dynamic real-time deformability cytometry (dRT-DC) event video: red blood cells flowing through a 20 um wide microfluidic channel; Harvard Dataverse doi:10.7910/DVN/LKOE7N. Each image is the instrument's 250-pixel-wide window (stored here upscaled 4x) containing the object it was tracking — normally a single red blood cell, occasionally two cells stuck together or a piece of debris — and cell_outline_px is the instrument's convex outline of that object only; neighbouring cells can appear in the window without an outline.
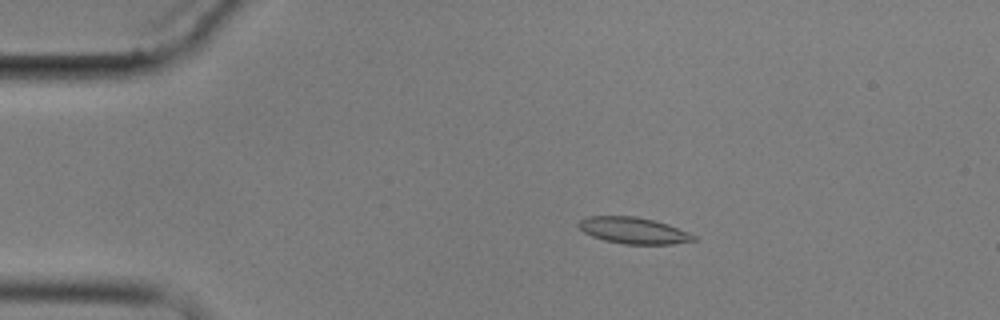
{"species": "common noctule bat (a hibernating species)", "species_latin": "Nyctalus noctula", "temperature_condition": "cold", "stored_images_in_passage": 10, "camera_frame_rate_fps": 3000, "um_per_image_px": 0.085, "animal": {"sex": "male", "body_mass_g": 17.9}, "frame": {"image": 1, "passage_image": 2, "time_ms": 2.0, "image_size_px": [1000, 320], "cell_outline_px": [[696, 240], [672, 244], [624, 244], [604, 240], [592, 236], [584, 232], [576, 224], [580, 220], [588, 216], [636, 216], [668, 224], [688, 232], [696, 236]], "centroid_in_image_um": [53.83, 19.59], "position_along_channel_um": 31.2, "area_um2": 17.63}}
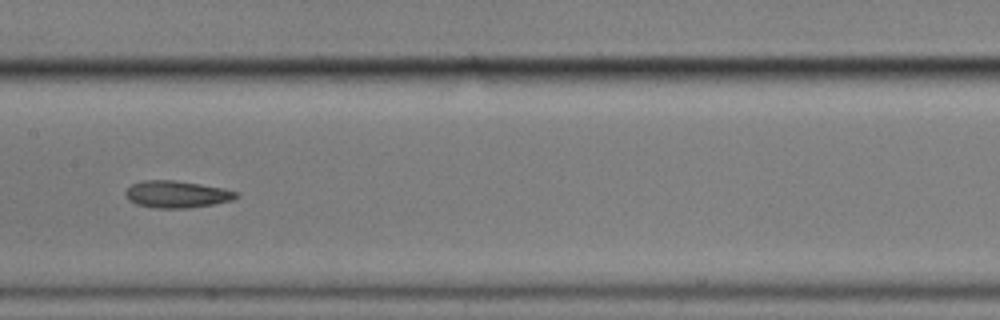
{"frame": {"image": 2, "passage_image": 7, "time_ms": 8.0, "image_size_px": [1000, 320], "cell_outline_px": [[240, 196], [232, 200], [212, 204], [188, 208], [156, 208], [136, 204], [128, 200], [124, 192], [132, 184], [144, 180], [176, 180], [224, 188], [240, 192]], "centroid_in_image_um": [15.05, 16.51], "position_along_channel_um": 192.4, "area_um2": 17.51}}
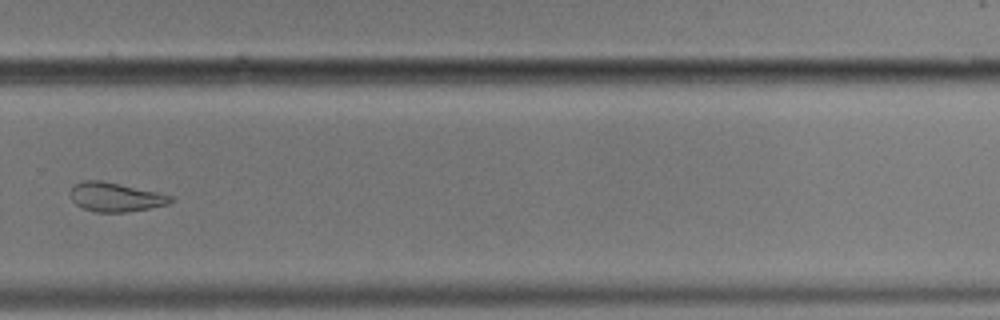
{"frame": {"image": 3, "passage_image": 10, "time_ms": 11.667, "image_size_px": [1000, 320], "cell_outline_px": [[176, 200], [168, 204], [148, 208], [124, 212], [96, 212], [80, 208], [72, 200], [68, 192], [72, 184], [84, 180], [100, 180], [160, 192], [172, 196]], "centroid_in_image_um": [9.78, 16.74], "position_along_channel_um": 320.0, "area_um2": 17.28}}